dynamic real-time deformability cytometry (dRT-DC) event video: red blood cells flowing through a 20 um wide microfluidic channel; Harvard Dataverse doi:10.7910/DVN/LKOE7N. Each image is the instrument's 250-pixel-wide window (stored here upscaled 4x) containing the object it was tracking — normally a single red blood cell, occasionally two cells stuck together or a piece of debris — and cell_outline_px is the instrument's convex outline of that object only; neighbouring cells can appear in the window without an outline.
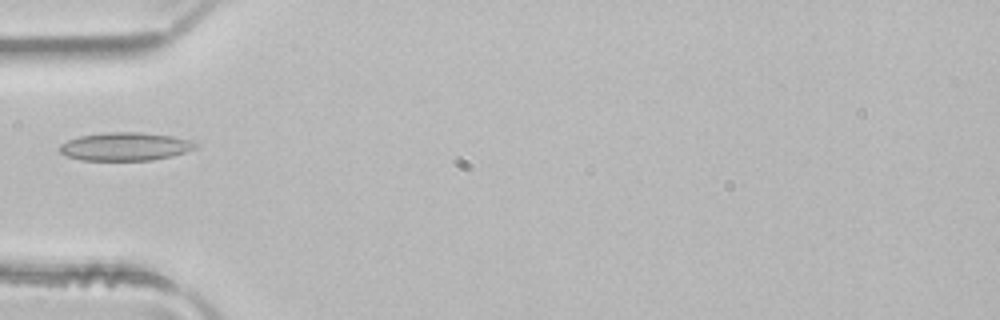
{"species": "common noctule bat (a hibernating species)", "species_latin": "Nyctalus noctula", "temperature_condition": "room temperature", "stored_images_in_passage": 1, "camera_frame_rate_fps": 3000, "um_per_image_px": 0.085, "animal": {"sex": "male", "body_mass_g": 21.5, "forearm_length_mm": 52.0}, "frame": {"image": 1, "passage_image": 1, "time_ms": 0.0, "image_size_px": [1000, 320], "cell_outline_px": [[200, 144], [196, 148], [172, 156], [152, 160], [80, 160], [68, 156], [60, 152], [60, 144], [68, 140], [80, 136], [104, 132], [144, 132], [172, 136], [192, 140]], "centroid_in_image_um": [10.68, 12.44], "position_along_channel_um": 74.3, "area_um2": 22.43}}